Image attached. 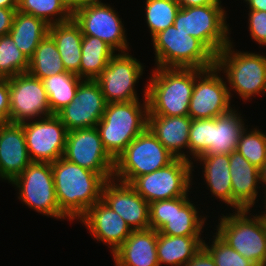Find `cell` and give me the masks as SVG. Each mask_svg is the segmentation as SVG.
Returning a JSON list of instances; mask_svg holds the SVG:
<instances>
[{"label":"cell","instance_id":"13","mask_svg":"<svg viewBox=\"0 0 266 266\" xmlns=\"http://www.w3.org/2000/svg\"><path fill=\"white\" fill-rule=\"evenodd\" d=\"M150 228L170 236H201L205 217L200 218L188 194L149 204Z\"/></svg>","mask_w":266,"mask_h":266},{"label":"cell","instance_id":"25","mask_svg":"<svg viewBox=\"0 0 266 266\" xmlns=\"http://www.w3.org/2000/svg\"><path fill=\"white\" fill-rule=\"evenodd\" d=\"M192 119L186 116L148 115V128L175 157L191 161L183 149H189V131Z\"/></svg>","mask_w":266,"mask_h":266},{"label":"cell","instance_id":"1","mask_svg":"<svg viewBox=\"0 0 266 266\" xmlns=\"http://www.w3.org/2000/svg\"><path fill=\"white\" fill-rule=\"evenodd\" d=\"M59 209L70 220L79 219L102 199L107 179L61 157L51 163Z\"/></svg>","mask_w":266,"mask_h":266},{"label":"cell","instance_id":"23","mask_svg":"<svg viewBox=\"0 0 266 266\" xmlns=\"http://www.w3.org/2000/svg\"><path fill=\"white\" fill-rule=\"evenodd\" d=\"M229 170L232 184V208L236 211L250 210L258 197L260 169L252 165L243 155L233 151L229 154Z\"/></svg>","mask_w":266,"mask_h":266},{"label":"cell","instance_id":"2","mask_svg":"<svg viewBox=\"0 0 266 266\" xmlns=\"http://www.w3.org/2000/svg\"><path fill=\"white\" fill-rule=\"evenodd\" d=\"M197 68L157 67L147 83L148 115L186 116Z\"/></svg>","mask_w":266,"mask_h":266},{"label":"cell","instance_id":"14","mask_svg":"<svg viewBox=\"0 0 266 266\" xmlns=\"http://www.w3.org/2000/svg\"><path fill=\"white\" fill-rule=\"evenodd\" d=\"M63 158L113 179L115 160L104 148L97 127L68 131Z\"/></svg>","mask_w":266,"mask_h":266},{"label":"cell","instance_id":"48","mask_svg":"<svg viewBox=\"0 0 266 266\" xmlns=\"http://www.w3.org/2000/svg\"><path fill=\"white\" fill-rule=\"evenodd\" d=\"M6 120L0 115V126H2Z\"/></svg>","mask_w":266,"mask_h":266},{"label":"cell","instance_id":"16","mask_svg":"<svg viewBox=\"0 0 266 266\" xmlns=\"http://www.w3.org/2000/svg\"><path fill=\"white\" fill-rule=\"evenodd\" d=\"M143 65L127 52L115 54L95 79L106 103L139 100L135 84L143 74Z\"/></svg>","mask_w":266,"mask_h":266},{"label":"cell","instance_id":"29","mask_svg":"<svg viewBox=\"0 0 266 266\" xmlns=\"http://www.w3.org/2000/svg\"><path fill=\"white\" fill-rule=\"evenodd\" d=\"M49 33V25L42 19L16 11L9 34L18 49L30 59L41 40Z\"/></svg>","mask_w":266,"mask_h":266},{"label":"cell","instance_id":"40","mask_svg":"<svg viewBox=\"0 0 266 266\" xmlns=\"http://www.w3.org/2000/svg\"><path fill=\"white\" fill-rule=\"evenodd\" d=\"M15 13V9L0 8V36L9 34Z\"/></svg>","mask_w":266,"mask_h":266},{"label":"cell","instance_id":"33","mask_svg":"<svg viewBox=\"0 0 266 266\" xmlns=\"http://www.w3.org/2000/svg\"><path fill=\"white\" fill-rule=\"evenodd\" d=\"M18 11L52 25L72 19L73 7L67 0H18Z\"/></svg>","mask_w":266,"mask_h":266},{"label":"cell","instance_id":"27","mask_svg":"<svg viewBox=\"0 0 266 266\" xmlns=\"http://www.w3.org/2000/svg\"><path fill=\"white\" fill-rule=\"evenodd\" d=\"M200 236H170L158 232L157 258L161 264L185 266L203 247Z\"/></svg>","mask_w":266,"mask_h":266},{"label":"cell","instance_id":"39","mask_svg":"<svg viewBox=\"0 0 266 266\" xmlns=\"http://www.w3.org/2000/svg\"><path fill=\"white\" fill-rule=\"evenodd\" d=\"M10 92L9 78H0V115L9 122Z\"/></svg>","mask_w":266,"mask_h":266},{"label":"cell","instance_id":"26","mask_svg":"<svg viewBox=\"0 0 266 266\" xmlns=\"http://www.w3.org/2000/svg\"><path fill=\"white\" fill-rule=\"evenodd\" d=\"M60 53L64 68L80 77L81 46L83 34L80 26L70 19L63 23L49 25V33Z\"/></svg>","mask_w":266,"mask_h":266},{"label":"cell","instance_id":"3","mask_svg":"<svg viewBox=\"0 0 266 266\" xmlns=\"http://www.w3.org/2000/svg\"><path fill=\"white\" fill-rule=\"evenodd\" d=\"M144 97L143 105L139 100L106 104L96 127L104 148L114 160L148 127L147 88Z\"/></svg>","mask_w":266,"mask_h":266},{"label":"cell","instance_id":"10","mask_svg":"<svg viewBox=\"0 0 266 266\" xmlns=\"http://www.w3.org/2000/svg\"><path fill=\"white\" fill-rule=\"evenodd\" d=\"M11 184L19 189V200L43 215L69 219L58 206L51 163L31 162Z\"/></svg>","mask_w":266,"mask_h":266},{"label":"cell","instance_id":"19","mask_svg":"<svg viewBox=\"0 0 266 266\" xmlns=\"http://www.w3.org/2000/svg\"><path fill=\"white\" fill-rule=\"evenodd\" d=\"M101 87L95 80H82L73 100L56 115L67 131L96 127L106 108Z\"/></svg>","mask_w":266,"mask_h":266},{"label":"cell","instance_id":"41","mask_svg":"<svg viewBox=\"0 0 266 266\" xmlns=\"http://www.w3.org/2000/svg\"><path fill=\"white\" fill-rule=\"evenodd\" d=\"M185 266H216L212 256L202 247Z\"/></svg>","mask_w":266,"mask_h":266},{"label":"cell","instance_id":"35","mask_svg":"<svg viewBox=\"0 0 266 266\" xmlns=\"http://www.w3.org/2000/svg\"><path fill=\"white\" fill-rule=\"evenodd\" d=\"M146 23L153 37L158 32L174 25L180 5L176 0H146Z\"/></svg>","mask_w":266,"mask_h":266},{"label":"cell","instance_id":"36","mask_svg":"<svg viewBox=\"0 0 266 266\" xmlns=\"http://www.w3.org/2000/svg\"><path fill=\"white\" fill-rule=\"evenodd\" d=\"M246 131L247 127L240 134L236 151L260 169L266 162V133L256 128Z\"/></svg>","mask_w":266,"mask_h":266},{"label":"cell","instance_id":"6","mask_svg":"<svg viewBox=\"0 0 266 266\" xmlns=\"http://www.w3.org/2000/svg\"><path fill=\"white\" fill-rule=\"evenodd\" d=\"M230 42L219 54L216 55L215 66L219 71L226 73L230 99L231 88L244 101L250 97L266 93V56L249 53L235 52Z\"/></svg>","mask_w":266,"mask_h":266},{"label":"cell","instance_id":"5","mask_svg":"<svg viewBox=\"0 0 266 266\" xmlns=\"http://www.w3.org/2000/svg\"><path fill=\"white\" fill-rule=\"evenodd\" d=\"M229 112L215 118L192 119L189 131L190 155L197 159L203 154H230L236 151L245 124L238 112Z\"/></svg>","mask_w":266,"mask_h":266},{"label":"cell","instance_id":"11","mask_svg":"<svg viewBox=\"0 0 266 266\" xmlns=\"http://www.w3.org/2000/svg\"><path fill=\"white\" fill-rule=\"evenodd\" d=\"M192 161L175 158L167 166L136 177L130 185L149 204L151 202L186 196L193 171Z\"/></svg>","mask_w":266,"mask_h":266},{"label":"cell","instance_id":"17","mask_svg":"<svg viewBox=\"0 0 266 266\" xmlns=\"http://www.w3.org/2000/svg\"><path fill=\"white\" fill-rule=\"evenodd\" d=\"M21 124L32 162L53 163L63 157L68 131L56 114Z\"/></svg>","mask_w":266,"mask_h":266},{"label":"cell","instance_id":"22","mask_svg":"<svg viewBox=\"0 0 266 266\" xmlns=\"http://www.w3.org/2000/svg\"><path fill=\"white\" fill-rule=\"evenodd\" d=\"M32 162L22 124L0 126V178L12 182Z\"/></svg>","mask_w":266,"mask_h":266},{"label":"cell","instance_id":"18","mask_svg":"<svg viewBox=\"0 0 266 266\" xmlns=\"http://www.w3.org/2000/svg\"><path fill=\"white\" fill-rule=\"evenodd\" d=\"M218 73L219 70L215 66L202 70L195 77L188 109L191 119L215 118L232 109L228 86Z\"/></svg>","mask_w":266,"mask_h":266},{"label":"cell","instance_id":"4","mask_svg":"<svg viewBox=\"0 0 266 266\" xmlns=\"http://www.w3.org/2000/svg\"><path fill=\"white\" fill-rule=\"evenodd\" d=\"M156 67L197 68L215 67L216 56L198 39L177 30L174 25L152 37Z\"/></svg>","mask_w":266,"mask_h":266},{"label":"cell","instance_id":"9","mask_svg":"<svg viewBox=\"0 0 266 266\" xmlns=\"http://www.w3.org/2000/svg\"><path fill=\"white\" fill-rule=\"evenodd\" d=\"M226 16L221 4L180 7L174 26L200 40L216 56L231 42Z\"/></svg>","mask_w":266,"mask_h":266},{"label":"cell","instance_id":"15","mask_svg":"<svg viewBox=\"0 0 266 266\" xmlns=\"http://www.w3.org/2000/svg\"><path fill=\"white\" fill-rule=\"evenodd\" d=\"M9 92V122L21 124L53 115L42 80L28 72L9 78Z\"/></svg>","mask_w":266,"mask_h":266},{"label":"cell","instance_id":"31","mask_svg":"<svg viewBox=\"0 0 266 266\" xmlns=\"http://www.w3.org/2000/svg\"><path fill=\"white\" fill-rule=\"evenodd\" d=\"M66 72L53 38L47 34L29 59L28 73L38 79Z\"/></svg>","mask_w":266,"mask_h":266},{"label":"cell","instance_id":"34","mask_svg":"<svg viewBox=\"0 0 266 266\" xmlns=\"http://www.w3.org/2000/svg\"><path fill=\"white\" fill-rule=\"evenodd\" d=\"M29 59L17 47L10 34L0 36V78L28 72Z\"/></svg>","mask_w":266,"mask_h":266},{"label":"cell","instance_id":"7","mask_svg":"<svg viewBox=\"0 0 266 266\" xmlns=\"http://www.w3.org/2000/svg\"><path fill=\"white\" fill-rule=\"evenodd\" d=\"M249 211L222 215L215 234L256 266H262L266 260V220L257 214L248 217Z\"/></svg>","mask_w":266,"mask_h":266},{"label":"cell","instance_id":"47","mask_svg":"<svg viewBox=\"0 0 266 266\" xmlns=\"http://www.w3.org/2000/svg\"><path fill=\"white\" fill-rule=\"evenodd\" d=\"M264 198H265V201H264L265 203H264V204H265V209H266V194H265V197H264ZM263 213H264V214H262L261 216H262L264 219H266V210H265Z\"/></svg>","mask_w":266,"mask_h":266},{"label":"cell","instance_id":"21","mask_svg":"<svg viewBox=\"0 0 266 266\" xmlns=\"http://www.w3.org/2000/svg\"><path fill=\"white\" fill-rule=\"evenodd\" d=\"M79 220L85 224L89 233L98 241L116 251L131 234V228L123 218L112 210L102 199L90 207Z\"/></svg>","mask_w":266,"mask_h":266},{"label":"cell","instance_id":"38","mask_svg":"<svg viewBox=\"0 0 266 266\" xmlns=\"http://www.w3.org/2000/svg\"><path fill=\"white\" fill-rule=\"evenodd\" d=\"M249 31L258 44L266 46V11H249Z\"/></svg>","mask_w":266,"mask_h":266},{"label":"cell","instance_id":"20","mask_svg":"<svg viewBox=\"0 0 266 266\" xmlns=\"http://www.w3.org/2000/svg\"><path fill=\"white\" fill-rule=\"evenodd\" d=\"M115 179L107 180L102 189V200L118 213L131 230L150 228L149 203L133 187Z\"/></svg>","mask_w":266,"mask_h":266},{"label":"cell","instance_id":"44","mask_svg":"<svg viewBox=\"0 0 266 266\" xmlns=\"http://www.w3.org/2000/svg\"><path fill=\"white\" fill-rule=\"evenodd\" d=\"M0 8L18 10V0H0Z\"/></svg>","mask_w":266,"mask_h":266},{"label":"cell","instance_id":"8","mask_svg":"<svg viewBox=\"0 0 266 266\" xmlns=\"http://www.w3.org/2000/svg\"><path fill=\"white\" fill-rule=\"evenodd\" d=\"M174 159L147 127L116 158L113 178L130 184L136 177L163 168Z\"/></svg>","mask_w":266,"mask_h":266},{"label":"cell","instance_id":"30","mask_svg":"<svg viewBox=\"0 0 266 266\" xmlns=\"http://www.w3.org/2000/svg\"><path fill=\"white\" fill-rule=\"evenodd\" d=\"M115 50L98 37L83 35L81 46L80 78L95 80L103 71ZM84 77V78H83Z\"/></svg>","mask_w":266,"mask_h":266},{"label":"cell","instance_id":"37","mask_svg":"<svg viewBox=\"0 0 266 266\" xmlns=\"http://www.w3.org/2000/svg\"><path fill=\"white\" fill-rule=\"evenodd\" d=\"M212 245L203 243V248L212 256L216 266H256L231 248L217 234L213 236Z\"/></svg>","mask_w":266,"mask_h":266},{"label":"cell","instance_id":"46","mask_svg":"<svg viewBox=\"0 0 266 266\" xmlns=\"http://www.w3.org/2000/svg\"><path fill=\"white\" fill-rule=\"evenodd\" d=\"M88 0H67V2L72 6L74 7L75 5L77 4H80V3H83V2H86Z\"/></svg>","mask_w":266,"mask_h":266},{"label":"cell","instance_id":"28","mask_svg":"<svg viewBox=\"0 0 266 266\" xmlns=\"http://www.w3.org/2000/svg\"><path fill=\"white\" fill-rule=\"evenodd\" d=\"M197 160L204 165L203 175L211 194L232 207L229 154H203Z\"/></svg>","mask_w":266,"mask_h":266},{"label":"cell","instance_id":"42","mask_svg":"<svg viewBox=\"0 0 266 266\" xmlns=\"http://www.w3.org/2000/svg\"><path fill=\"white\" fill-rule=\"evenodd\" d=\"M180 7H193L201 5L221 4L220 0H176Z\"/></svg>","mask_w":266,"mask_h":266},{"label":"cell","instance_id":"43","mask_svg":"<svg viewBox=\"0 0 266 266\" xmlns=\"http://www.w3.org/2000/svg\"><path fill=\"white\" fill-rule=\"evenodd\" d=\"M247 5L250 10L266 11V0H249Z\"/></svg>","mask_w":266,"mask_h":266},{"label":"cell","instance_id":"12","mask_svg":"<svg viewBox=\"0 0 266 266\" xmlns=\"http://www.w3.org/2000/svg\"><path fill=\"white\" fill-rule=\"evenodd\" d=\"M72 18L83 35L98 37L119 53L129 49L122 20L110 5L88 0L73 7Z\"/></svg>","mask_w":266,"mask_h":266},{"label":"cell","instance_id":"45","mask_svg":"<svg viewBox=\"0 0 266 266\" xmlns=\"http://www.w3.org/2000/svg\"><path fill=\"white\" fill-rule=\"evenodd\" d=\"M260 183L266 186V162L260 168ZM264 189L266 191V187Z\"/></svg>","mask_w":266,"mask_h":266},{"label":"cell","instance_id":"32","mask_svg":"<svg viewBox=\"0 0 266 266\" xmlns=\"http://www.w3.org/2000/svg\"><path fill=\"white\" fill-rule=\"evenodd\" d=\"M82 80L76 74L67 71L42 79L52 114H57L73 100Z\"/></svg>","mask_w":266,"mask_h":266},{"label":"cell","instance_id":"24","mask_svg":"<svg viewBox=\"0 0 266 266\" xmlns=\"http://www.w3.org/2000/svg\"><path fill=\"white\" fill-rule=\"evenodd\" d=\"M158 231L148 228L132 230L125 242L113 252L115 266H159Z\"/></svg>","mask_w":266,"mask_h":266}]
</instances>
